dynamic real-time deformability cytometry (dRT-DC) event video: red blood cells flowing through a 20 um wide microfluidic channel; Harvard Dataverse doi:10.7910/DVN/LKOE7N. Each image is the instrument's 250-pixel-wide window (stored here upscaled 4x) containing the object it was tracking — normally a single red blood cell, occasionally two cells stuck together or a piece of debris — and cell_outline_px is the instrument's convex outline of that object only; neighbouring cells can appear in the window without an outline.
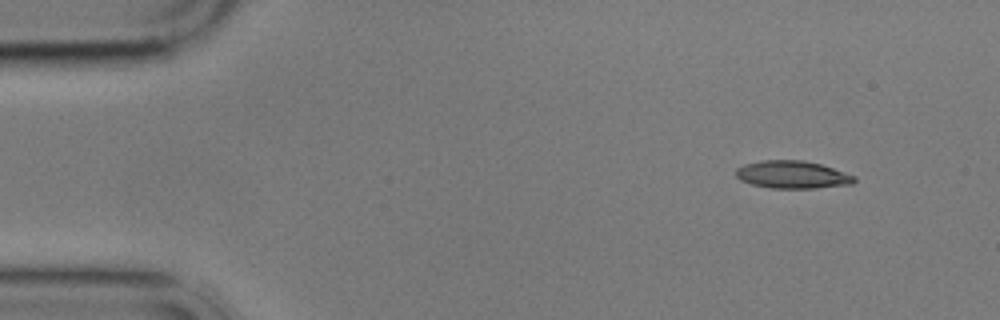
{"species": "common noctule bat (a hibernating species)", "species_latin": "Nyctalus noctula", "temperature_condition": "cold", "stored_images_in_passage": 4, "camera_frame_rate_fps": 3000, "um_per_image_px": 0.085, "animal": {"sex": "male", "body_mass_g": 17.9}, "frame": {"image": 1, "passage_image": 1, "time_ms": 0.0, "image_size_px": [1000, 320], "cell_outline_px": [[856, 180], [852, 184], [816, 188], [772, 188], [752, 184], [740, 180], [736, 176], [736, 168], [744, 164], [760, 160], [804, 160], [820, 164], [856, 176]], "centroid_in_image_um": [67.34, 14.84], "position_along_channel_um": 17.7, "area_um2": 19.07}}
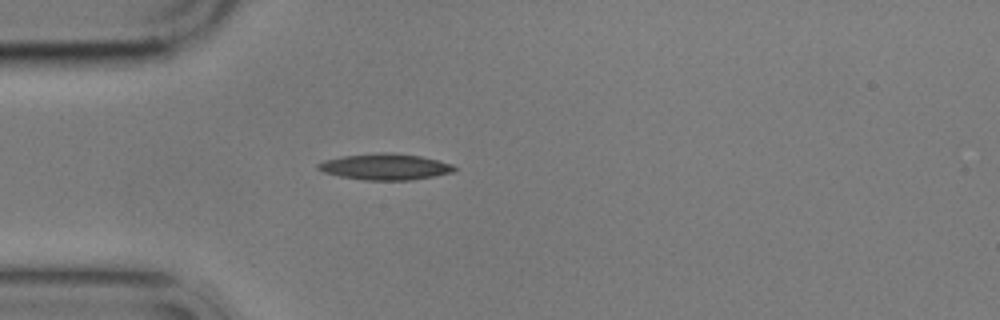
{"frame": {"image": 2, "passage_image": 4, "time_ms": 3.333, "image_size_px": [1000, 320], "cell_outline_px": [[456, 172], [412, 180], [364, 180], [340, 176], [324, 172], [316, 168], [316, 164], [324, 160], [344, 156], [376, 152], [392, 152], [420, 156], [452, 164], [456, 168]], "centroid_in_image_um": [32.74, 14.17], "position_along_channel_um": 52.3, "area_um2": 20.87}}